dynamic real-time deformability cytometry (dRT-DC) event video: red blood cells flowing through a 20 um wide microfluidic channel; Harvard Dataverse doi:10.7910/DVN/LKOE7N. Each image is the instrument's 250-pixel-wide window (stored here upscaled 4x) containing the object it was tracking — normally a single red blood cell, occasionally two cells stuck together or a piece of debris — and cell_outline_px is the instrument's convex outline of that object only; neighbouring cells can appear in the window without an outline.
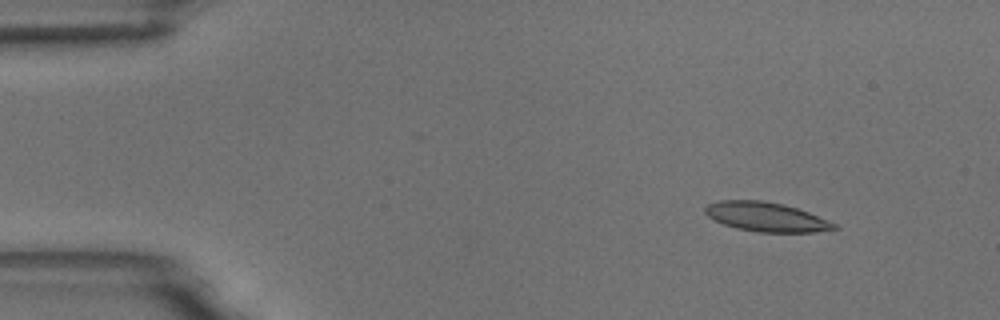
{"species": "common noctule bat (a hibernating species)", "species_latin": "Nyctalus noctula", "temperature_condition": "room temperature", "stored_images_in_passage": 4, "camera_frame_rate_fps": 3000, "um_per_image_px": 0.085, "animal": {"sex": "male", "body_mass_g": 18.8}, "frame": {"image": 1, "passage_image": 1, "time_ms": 0.0, "image_size_px": [1000, 320], "cell_outline_px": [[840, 228], [816, 232], [760, 232], [736, 228], [724, 224], [708, 216], [704, 212], [704, 208], [708, 204], [720, 200], [760, 200], [780, 204], [796, 208], [808, 212], [836, 224]], "centroid_in_image_um": [65.11, 18.44], "position_along_channel_um": 19.9, "area_um2": 21.73}}
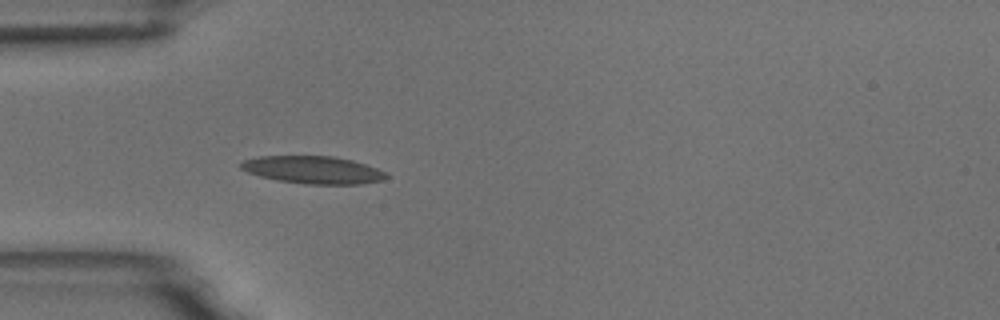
{"frame": {"image": 2, "passage_image": 4, "time_ms": 3.333, "image_size_px": [1000, 320], "cell_outline_px": [[388, 176], [384, 180], [360, 184], [304, 184], [276, 180], [260, 176], [248, 172], [240, 168], [240, 164], [244, 160], [260, 156], [332, 156], [352, 160], [376, 168], [384, 172]], "centroid_in_image_um": [26.6, 14.44], "position_along_channel_um": 58.4, "area_um2": 23.24}}